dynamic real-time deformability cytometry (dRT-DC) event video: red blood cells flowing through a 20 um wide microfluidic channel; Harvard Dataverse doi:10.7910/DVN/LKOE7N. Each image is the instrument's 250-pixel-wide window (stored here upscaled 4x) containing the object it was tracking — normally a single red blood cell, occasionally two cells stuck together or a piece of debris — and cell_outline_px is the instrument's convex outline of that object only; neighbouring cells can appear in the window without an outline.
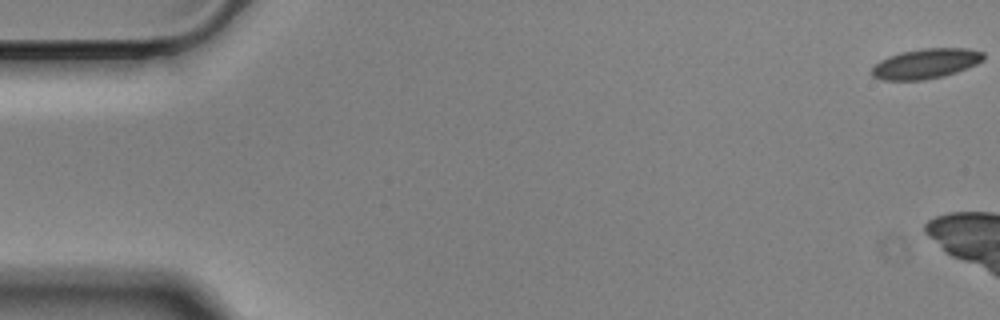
{"species": "Egyptian fruit bat (a non-hibernating species)", "species_latin": "Rousettus aegyptiacus", "temperature_condition": "cold", "stored_images_in_passage": 7, "camera_frame_rate_fps": 3000, "um_per_image_px": 0.085, "animal": {"sex": "male"}, "frame": {"image": 1, "passage_image": 1, "time_ms": 0.0, "image_size_px": [1000, 320], "cell_outline_px": [[984, 60], [976, 64], [956, 72], [944, 76], [924, 80], [880, 80], [872, 76], [868, 72], [880, 60], [888, 56], [900, 52], [920, 48], [968, 48], [984, 52]], "centroid_in_image_um": [78.66, 5.41], "position_along_channel_um": 6.3, "area_um2": 19.77}}